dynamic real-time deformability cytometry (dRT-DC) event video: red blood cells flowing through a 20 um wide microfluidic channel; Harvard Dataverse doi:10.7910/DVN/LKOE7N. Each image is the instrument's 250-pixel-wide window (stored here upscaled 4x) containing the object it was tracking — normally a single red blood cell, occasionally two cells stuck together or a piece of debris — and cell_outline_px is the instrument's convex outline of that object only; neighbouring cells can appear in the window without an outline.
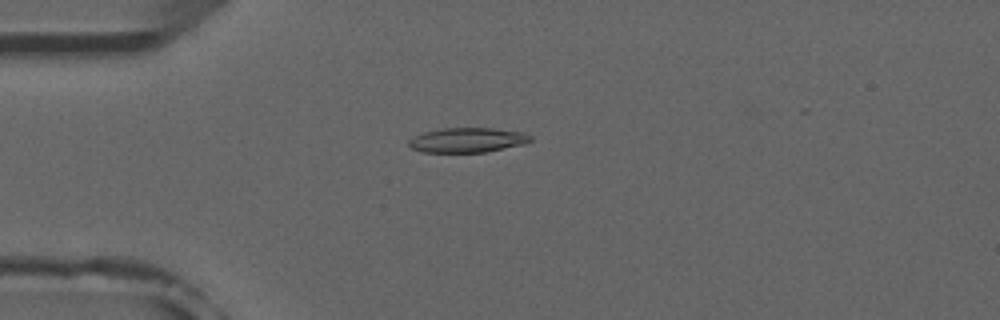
{"species": "common noctule bat (a hibernating species)", "species_latin": "Nyctalus noctula", "temperature_condition": "room temperature", "stored_images_in_passage": 6, "camera_frame_rate_fps": 3000, "um_per_image_px": 0.085, "animal": {"sex": "male", "forearm_length_mm": 52.5}, "frame": {"image": 1, "passage_image": 5, "time_ms": 4.333, "image_size_px": [1000, 320], "cell_outline_px": [[532, 140], [524, 144], [484, 152], [420, 152], [412, 148], [408, 144], [408, 140], [424, 132], [444, 128], [492, 128], [524, 132], [532, 136]], "centroid_in_image_um": [39.75, 11.9], "position_along_channel_um": 45.3, "area_um2": 17.46}}
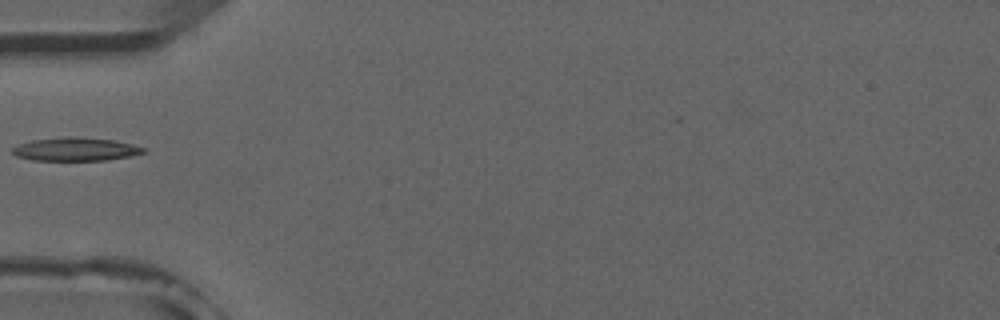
{"frame": {"image": 2, "passage_image": 6, "time_ms": 5.667, "image_size_px": [1000, 320], "cell_outline_px": [[148, 152], [132, 156], [108, 160], [32, 160], [16, 156], [12, 152], [12, 148], [20, 144], [32, 140], [68, 136], [76, 136], [112, 140], [132, 144], [144, 148]], "centroid_in_image_um": [6.45, 12.68], "position_along_channel_um": 78.5, "area_um2": 17.86}}